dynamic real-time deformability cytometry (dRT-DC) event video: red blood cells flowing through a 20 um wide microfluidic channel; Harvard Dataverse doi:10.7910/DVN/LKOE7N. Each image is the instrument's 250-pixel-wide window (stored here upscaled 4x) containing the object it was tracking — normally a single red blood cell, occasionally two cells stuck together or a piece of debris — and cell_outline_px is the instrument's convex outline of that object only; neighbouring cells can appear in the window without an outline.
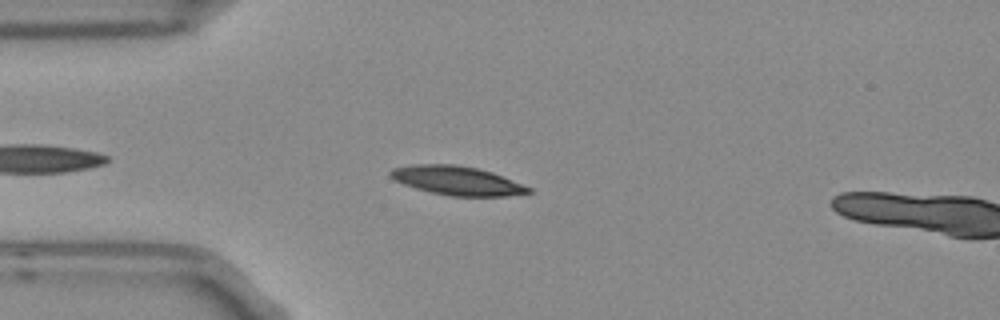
{"species": "Egyptian fruit bat (a non-hibernating species)", "species_latin": "Rousettus aegyptiacus", "temperature_condition": "room temperature", "stored_images_in_passage": 5, "camera_frame_rate_fps": 3000, "um_per_image_px": 0.085, "frame": {"image": 1, "passage_image": 4, "time_ms": 1.0, "image_size_px": [1000, 320], "cell_outline_px": [[532, 192], [508, 196], [452, 196], [432, 192], [416, 188], [404, 184], [388, 176], [388, 172], [392, 168], [412, 164], [456, 164], [476, 168], [492, 172], [532, 188]], "centroid_in_image_um": [38.83, 15.34], "position_along_channel_um": 46.2, "area_um2": 23.18}}